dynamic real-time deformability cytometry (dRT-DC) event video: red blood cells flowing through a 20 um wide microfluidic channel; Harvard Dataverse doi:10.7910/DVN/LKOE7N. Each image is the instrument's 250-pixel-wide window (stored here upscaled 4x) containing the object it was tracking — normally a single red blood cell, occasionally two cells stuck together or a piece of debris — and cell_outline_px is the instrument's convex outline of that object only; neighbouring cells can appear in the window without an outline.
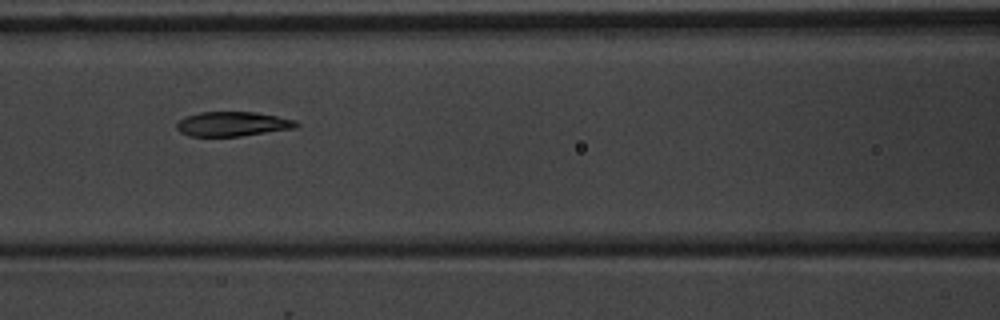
{"species": "common noctule bat (a hibernating species)", "species_latin": "Nyctalus noctula", "temperature_condition": "warm", "stored_images_in_passage": 6, "camera_frame_rate_fps": 3000, "um_per_image_px": 0.085, "animal": {"sex": "male", "body_mass_g": 20.1, "forearm_length_mm": 53.5}, "frame": {"image": 1, "passage_image": 4, "time_ms": 3.333, "image_size_px": [1000, 320], "cell_outline_px": [[300, 124], [296, 128], [240, 136], [192, 136], [180, 132], [176, 128], [176, 124], [180, 120], [188, 116], [200, 112], [256, 112], [296, 120]], "centroid_in_image_um": [19.8, 10.54], "position_along_channel_um": 146.8, "area_um2": 16.99}}
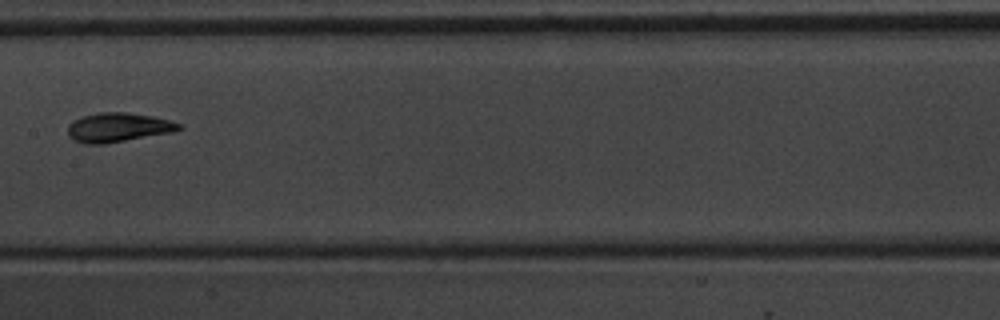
{"frame": {"image": 2, "passage_image": 5, "time_ms": 4.667, "image_size_px": [1000, 320], "cell_outline_px": [[184, 128], [176, 132], [104, 144], [84, 144], [72, 140], [68, 136], [68, 124], [72, 120], [84, 116], [100, 112], [124, 112], [152, 116], [168, 120], [180, 124]], "centroid_in_image_um": [10.03, 10.84], "position_along_channel_um": 197.4, "area_um2": 19.13}}
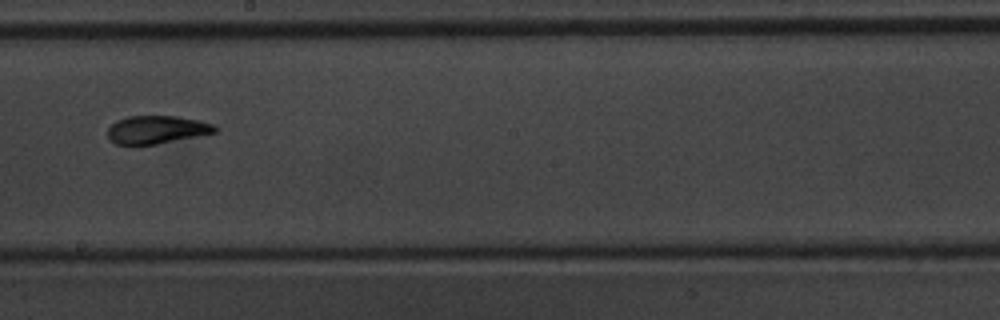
{"frame": {"image": 3, "passage_image": 6, "time_ms": 5.667, "image_size_px": [1000, 320], "cell_outline_px": [[220, 128], [216, 132], [156, 144], [116, 144], [108, 140], [108, 128], [116, 120], [128, 116], [176, 116], [200, 120], [216, 124]], "centroid_in_image_um": [13.34, 11.01], "position_along_channel_um": 234.9, "area_um2": 17.57}}